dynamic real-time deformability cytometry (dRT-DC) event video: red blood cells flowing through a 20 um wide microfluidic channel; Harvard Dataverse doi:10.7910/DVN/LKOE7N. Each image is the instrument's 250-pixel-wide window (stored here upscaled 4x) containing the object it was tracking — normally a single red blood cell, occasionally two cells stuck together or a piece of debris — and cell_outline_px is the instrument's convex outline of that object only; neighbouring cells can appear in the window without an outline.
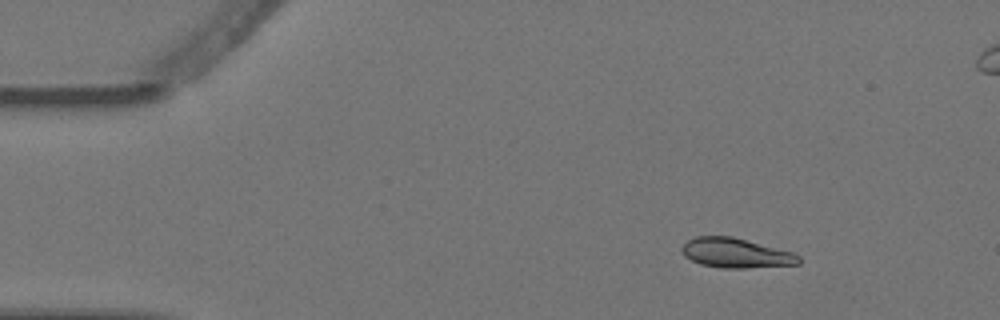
{"species": "Egyptian fruit bat (a non-hibernating species)", "species_latin": "Rousettus aegyptiacus", "temperature_condition": "warm", "stored_images_in_passage": 4, "camera_frame_rate_fps": 3000, "um_per_image_px": 0.085, "animal": {"sex": "female"}, "frame": {"image": 1, "passage_image": 1, "time_ms": 0.0, "image_size_px": [1000, 320], "cell_outline_px": [[800, 264], [748, 268], [720, 268], [700, 264], [684, 256], [680, 252], [680, 248], [688, 240], [696, 236], [732, 236], [792, 252], [800, 256]], "centroid_in_image_um": [62.52, 21.51], "position_along_channel_um": 22.5, "area_um2": 20.29}}